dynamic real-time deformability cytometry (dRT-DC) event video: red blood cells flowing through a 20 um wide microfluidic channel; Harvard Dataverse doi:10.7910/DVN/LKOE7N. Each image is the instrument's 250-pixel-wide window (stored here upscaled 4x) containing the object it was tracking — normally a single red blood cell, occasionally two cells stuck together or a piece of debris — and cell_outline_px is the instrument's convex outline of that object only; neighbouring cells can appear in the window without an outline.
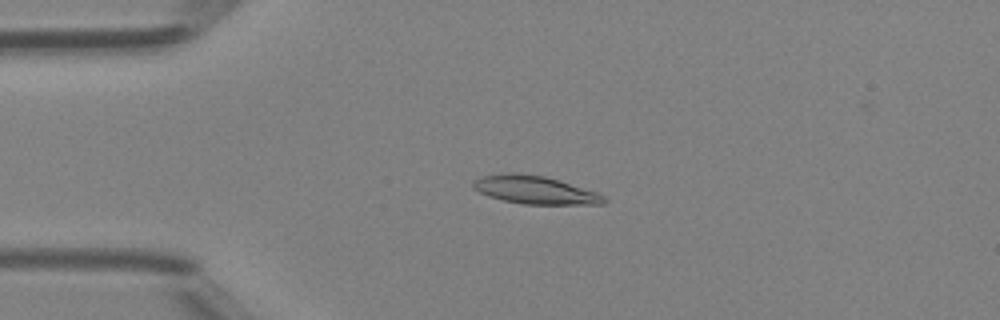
{"species": "Egyptian fruit bat (a non-hibernating species)", "species_latin": "Rousettus aegyptiacus", "temperature_condition": "room temperature", "stored_images_in_passage": 46, "camera_frame_rate_fps": 3000, "um_per_image_px": 0.085, "animal": {"sex": "female"}, "frame": {"image": 1, "passage_image": 9, "time_ms": 2.667, "image_size_px": [1000, 320], "cell_outline_px": [[608, 200], [604, 204], [524, 204], [504, 200], [488, 196], [472, 188], [472, 184], [476, 180], [484, 176], [512, 172], [544, 176], [596, 192], [604, 196]], "centroid_in_image_um": [45.47, 16.15], "position_along_channel_um": 39.5, "area_um2": 20.98}}
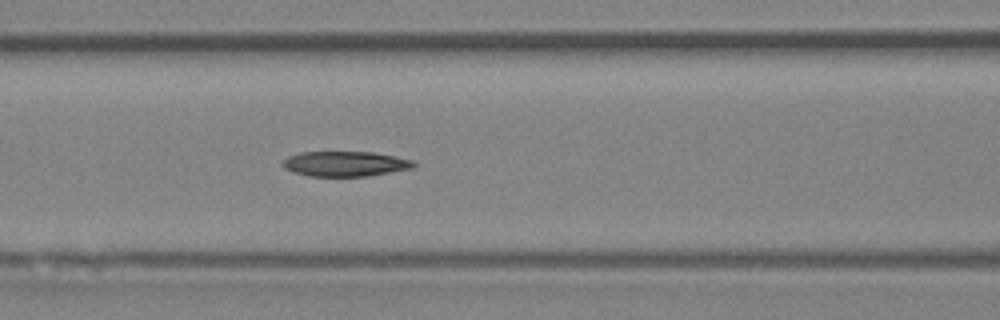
{"frame": {"image": 2, "passage_image": 18, "time_ms": 5.667, "image_size_px": [1000, 320], "cell_outline_px": [[416, 164], [412, 168], [368, 176], [308, 176], [292, 172], [284, 168], [280, 164], [288, 156], [300, 152], [372, 152], [412, 160]], "centroid_in_image_um": [29.28, 13.93], "position_along_channel_um": 137.3, "area_um2": 19.07}}
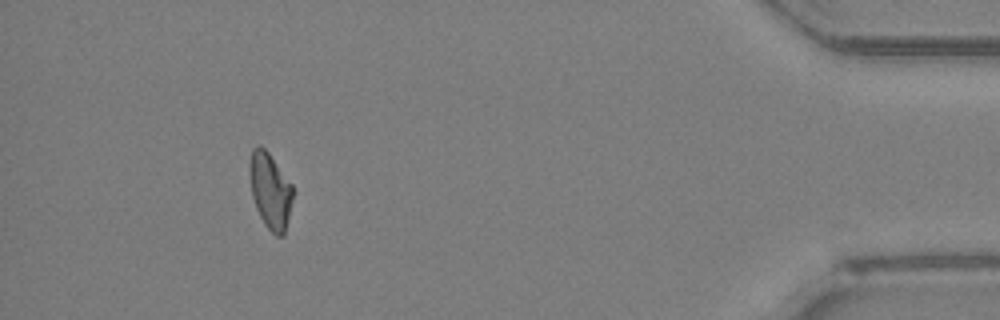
{"frame": {"image": 3, "passage_image": 42, "time_ms": 13.667, "image_size_px": [1000, 320], "cell_outline_px": [[292, 200], [284, 236], [276, 236], [264, 224], [256, 208], [252, 196], [248, 168], [248, 164], [252, 148], [256, 144], [260, 144], [268, 152], [292, 184]], "centroid_in_image_um": [22.94, 16.17], "position_along_channel_um": 412.3, "area_um2": 19.19}, "authors_computed_cell_mechanics": {"area_um2": 19.4208, "velocity_mm_per_s": 4.2261, "shape_relaxation_time_tau1_ms": null, "shape_relaxation_time_tau2_ms": 8.7617, "deformation_change_tau1": null, "deformation_change_tau2": 0.1729}}